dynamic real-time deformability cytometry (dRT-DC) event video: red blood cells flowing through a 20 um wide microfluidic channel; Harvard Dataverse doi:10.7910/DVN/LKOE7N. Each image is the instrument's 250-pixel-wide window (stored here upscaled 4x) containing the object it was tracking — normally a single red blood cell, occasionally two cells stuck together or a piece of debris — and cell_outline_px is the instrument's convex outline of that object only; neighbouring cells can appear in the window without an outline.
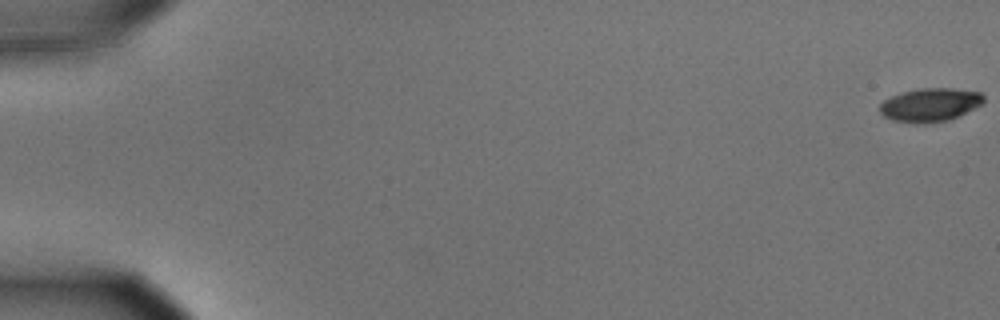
{"species": "common noctule bat (a hibernating species)", "species_latin": "Nyctalus noctula", "temperature_condition": "cold", "stored_images_in_passage": 12, "camera_frame_rate_fps": 3000, "um_per_image_px": 0.085, "animal": {"sex": "male", "body_mass_g": 15.6}, "frame": {"image": 1, "passage_image": 1, "time_ms": 0.0, "image_size_px": [1000, 320], "cell_outline_px": [[984, 100], [980, 104], [948, 120], [924, 124], [912, 124], [892, 120], [884, 116], [880, 112], [880, 104], [884, 100], [892, 96], [916, 88], [952, 88], [980, 92], [984, 96]], "centroid_in_image_um": [79.01, 8.91], "position_along_channel_um": 6.0, "area_um2": 20.11}}